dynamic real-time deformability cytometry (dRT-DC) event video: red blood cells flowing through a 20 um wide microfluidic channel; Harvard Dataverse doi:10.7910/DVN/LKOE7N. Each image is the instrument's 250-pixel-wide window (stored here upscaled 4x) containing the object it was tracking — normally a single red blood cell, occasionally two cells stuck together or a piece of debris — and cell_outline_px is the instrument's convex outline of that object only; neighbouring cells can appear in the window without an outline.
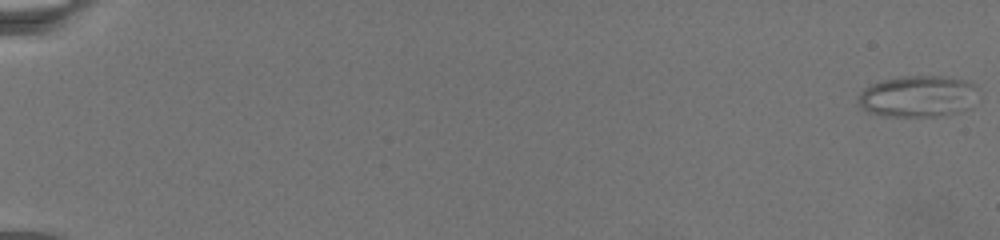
{"species": "common noctule bat (a hibernating species)", "species_latin": "Nyctalus noctula", "temperature_condition": "warm", "stored_images_in_passage": 48, "camera_frame_rate_fps": 3000, "um_per_image_px": 0.085, "animal": {"sex": "female", "body_mass_g": 19.5, "forearm_length_mm": 54.1}, "frame": {"image": 1, "passage_image": 1, "time_ms": 0.0, "image_size_px": [1000, 240], "cell_outline_px": [[976, 84], [972, 108], [960, 112], [944, 116], [884, 116], [868, 112], [860, 104], [860, 92], [864, 88], [872, 84], [884, 80], [904, 76], [944, 76], [968, 80]], "centroid_in_image_um": [78.08, 8.19], "position_along_channel_um": 6.9, "area_um2": 29.02}}
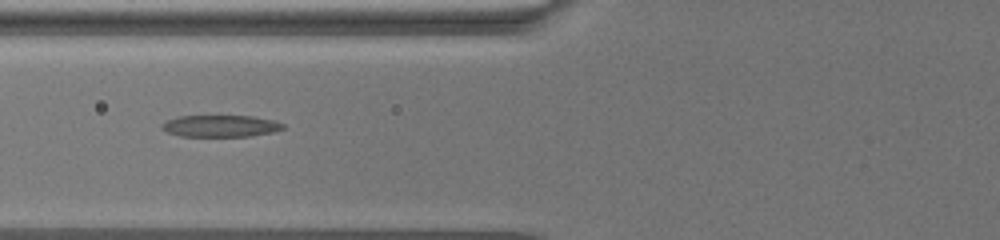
{"frame": {"image": 2, "passage_image": 27, "time_ms": 10.667, "image_size_px": [1000, 240], "cell_outline_px": [[284, 128], [272, 132], [252, 136], [180, 136], [168, 132], [160, 128], [160, 124], [164, 120], [176, 116], [252, 116], [276, 120], [284, 124]], "centroid_in_image_um": [18.71, 10.7], "position_along_channel_um": 107.1, "area_um2": 15.55}}
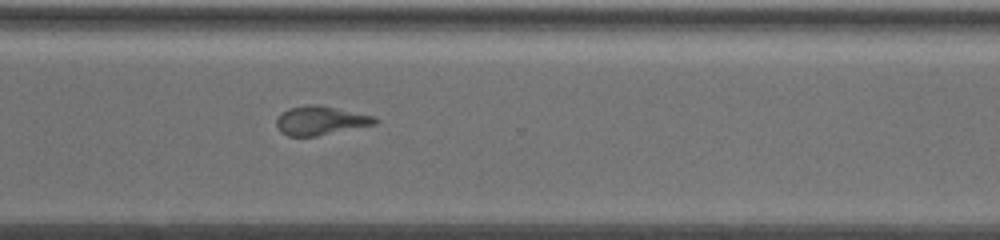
{"frame": {"image": 3, "passage_image": 47, "time_ms": 18.667, "image_size_px": [1000, 240], "cell_outline_px": [[380, 120], [376, 124], [316, 136], [288, 136], [280, 132], [276, 124], [276, 120], [288, 108], [308, 104], [316, 104], [376, 116]], "centroid_in_image_um": [27.27, 10.25], "position_along_channel_um": 343.3, "area_um2": 16.53}}